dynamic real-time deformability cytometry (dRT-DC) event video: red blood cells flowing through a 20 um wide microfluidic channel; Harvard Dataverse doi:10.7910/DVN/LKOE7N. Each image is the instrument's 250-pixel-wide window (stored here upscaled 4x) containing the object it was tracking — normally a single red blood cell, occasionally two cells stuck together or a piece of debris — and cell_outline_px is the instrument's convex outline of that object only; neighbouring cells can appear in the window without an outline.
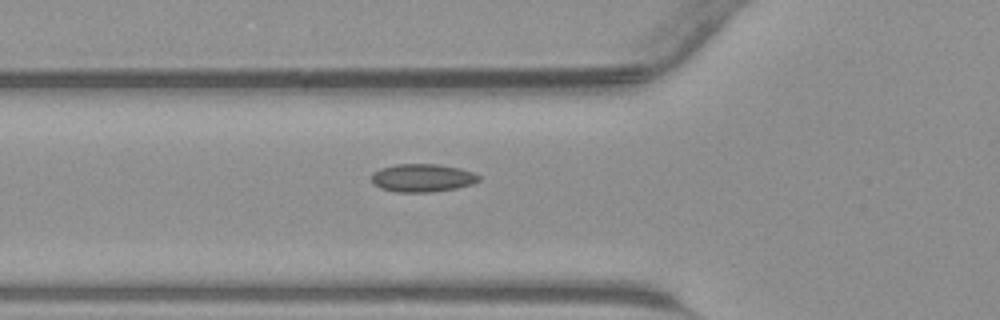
{"species": "common noctule bat (a hibernating species)", "species_latin": "Nyctalus noctula", "temperature_condition": "warm", "stored_images_in_passage": 28, "camera_frame_rate_fps": 3000, "um_per_image_px": 0.085, "animal": {"sex": "male", "body_mass_g": 23.1, "forearm_length_mm": 52.7}, "frame": {"image": 1, "passage_image": 2, "time_ms": 0.333, "image_size_px": [1000, 320], "cell_outline_px": [[480, 180], [472, 184], [456, 188], [432, 192], [396, 192], [380, 188], [372, 184], [372, 172], [380, 168], [396, 164], [436, 164], [460, 168], [472, 172], [480, 176]], "centroid_in_image_um": [35.88, 15.12], "position_along_channel_um": 89.9, "area_um2": 17.63}}
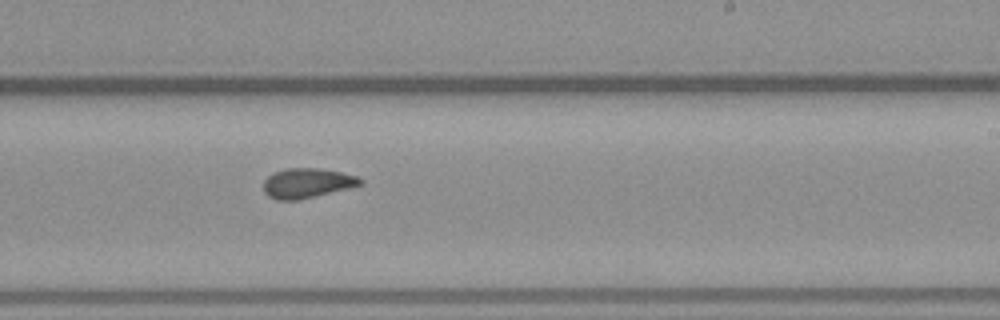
{"frame": {"image": 2, "passage_image": 13, "time_ms": 4.0, "image_size_px": [1000, 320], "cell_outline_px": [[364, 184], [300, 200], [276, 200], [268, 196], [264, 192], [264, 180], [268, 176], [276, 172], [288, 168], [320, 168], [340, 172], [356, 176], [364, 180]], "centroid_in_image_um": [26.11, 15.57], "position_along_channel_um": 262.9, "area_um2": 16.76}}
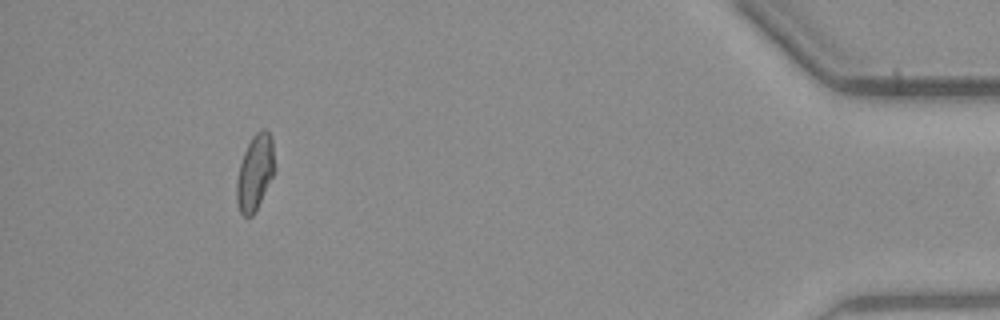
{"frame": {"image": 3, "passage_image": 27, "time_ms": 8.667, "image_size_px": [1000, 320], "cell_outline_px": [[276, 172], [252, 216], [244, 216], [240, 212], [236, 200], [236, 180], [240, 164], [244, 152], [252, 136], [256, 132], [264, 128], [272, 136], [276, 168]], "centroid_in_image_um": [21.7, 14.63], "position_along_channel_um": 413.5, "area_um2": 16.99}}